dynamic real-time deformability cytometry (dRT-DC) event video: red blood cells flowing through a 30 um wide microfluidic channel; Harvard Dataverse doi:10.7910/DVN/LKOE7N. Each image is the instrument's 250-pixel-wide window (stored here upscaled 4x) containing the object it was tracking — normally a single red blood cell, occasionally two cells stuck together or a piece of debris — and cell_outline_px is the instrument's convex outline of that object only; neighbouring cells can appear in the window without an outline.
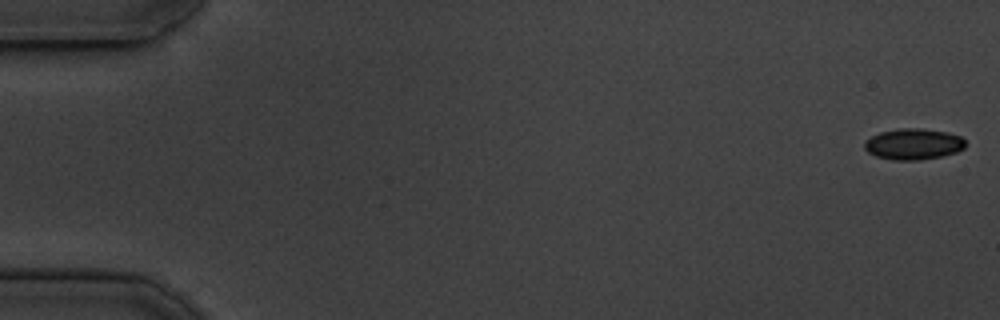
{"species": "common noctule bat (a hibernating species)", "species_latin": "Nyctalus noctula", "temperature_condition": "cold", "stored_images_in_passage": 54, "camera_frame_rate_fps": 3000, "um_per_image_px": 0.085, "animal": {"sex": "male", "body_mass_g": 19.5, "forearm_length_mm": 54.6}, "frame": {"image": 1, "passage_image": 1, "time_ms": 0.0, "image_size_px": [1000, 320], "cell_outline_px": [[964, 148], [956, 152], [940, 156], [920, 160], [892, 160], [876, 156], [868, 152], [864, 148], [864, 140], [880, 132], [900, 128], [920, 128], [948, 132], [960, 136], [964, 140]], "centroid_in_image_um": [77.61, 12.24], "position_along_channel_um": 7.4, "area_um2": 18.26}}
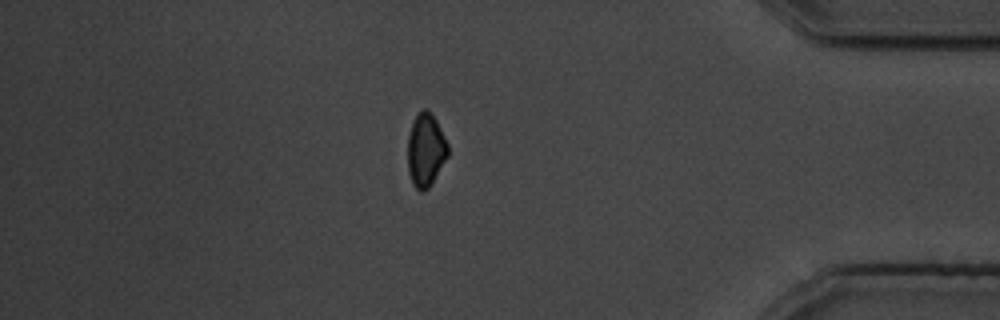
{"frame": {"image": 2, "passage_image": 47, "time_ms": 15.333, "image_size_px": [1000, 320], "cell_outline_px": [[448, 156], [428, 188], [424, 192], [420, 192], [412, 184], [408, 172], [408, 136], [412, 124], [416, 116], [424, 108], [436, 120], [448, 144]], "centroid_in_image_um": [36.18, 12.8], "position_along_channel_um": 399.0, "area_um2": 16.88}}
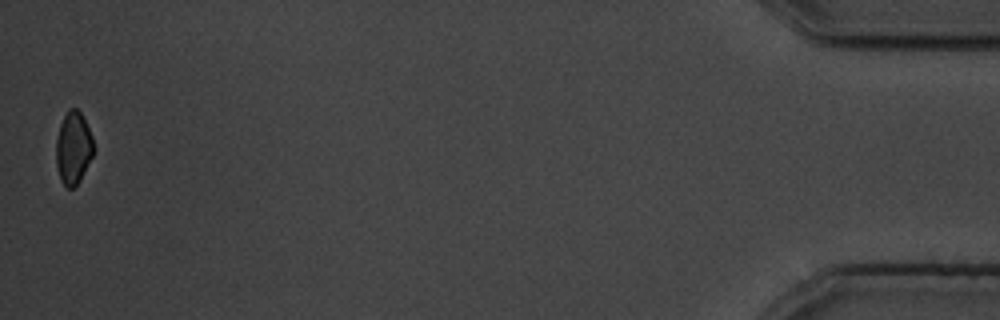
{"frame": {"image": 3, "passage_image": 54, "time_ms": 17.667, "image_size_px": [1000, 320], "cell_outline_px": [[96, 148], [80, 180], [72, 188], [68, 188], [60, 180], [56, 164], [56, 140], [60, 124], [68, 108], [76, 108], [80, 112], [92, 136]], "centroid_in_image_um": [6.23, 12.57], "position_along_channel_um": 429.0, "area_um2": 15.84}, "authors_computed_cell_mechanics": {"area_um2": 18.1492, "velocity_mm_per_s": 3.7089, "shape_relaxation_time_tau1_ms": 2.2134, "shape_relaxation_time_tau2_ms": null, "deformation_change_tau1": 0.0611, "deformation_change_tau2": null}}